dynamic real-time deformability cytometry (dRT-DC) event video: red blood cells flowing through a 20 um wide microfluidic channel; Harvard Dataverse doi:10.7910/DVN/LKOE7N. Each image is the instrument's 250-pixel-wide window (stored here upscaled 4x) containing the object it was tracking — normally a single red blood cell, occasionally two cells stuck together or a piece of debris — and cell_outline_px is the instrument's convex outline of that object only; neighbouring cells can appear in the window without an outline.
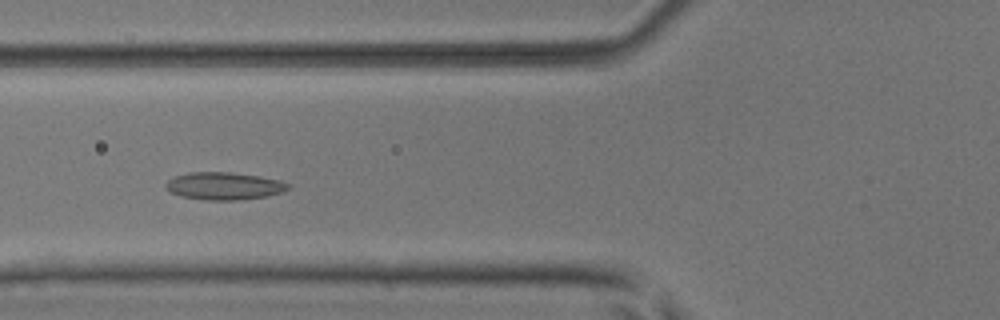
{"species": "common noctule bat (a hibernating species)", "species_latin": "Nyctalus noctula", "temperature_condition": "room temperature", "stored_images_in_passage": 40, "camera_frame_rate_fps": 3000, "um_per_image_px": 0.085, "animal": {"sex": "male", "body_mass_g": 17.9, "forearm_length_mm": 54.2}, "frame": {"image": 1, "passage_image": 16, "time_ms": 5.0, "image_size_px": [1000, 320], "cell_outline_px": [[292, 188], [284, 192], [268, 196], [240, 200], [204, 200], [180, 196], [164, 188], [164, 184], [168, 180], [176, 176], [188, 172], [232, 172], [260, 176], [280, 180], [292, 184]], "centroid_in_image_um": [19.1, 15.81], "position_along_channel_um": 106.7, "area_um2": 20.0}}
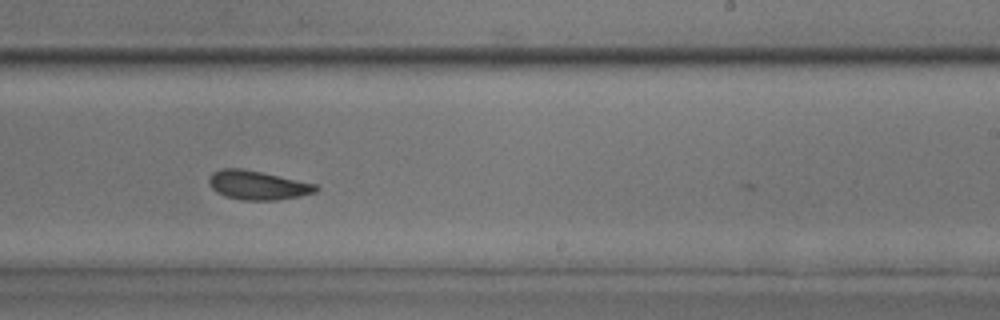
{"frame": {"image": 2, "passage_image": 28, "time_ms": 9.0, "image_size_px": [1000, 320], "cell_outline_px": [[320, 188], [316, 192], [300, 196], [276, 200], [244, 200], [224, 196], [216, 192], [212, 188], [208, 180], [212, 172], [220, 168], [240, 168], [260, 172], [316, 184]], "centroid_in_image_um": [21.88, 15.74], "position_along_channel_um": 267.1, "area_um2": 17.98}}
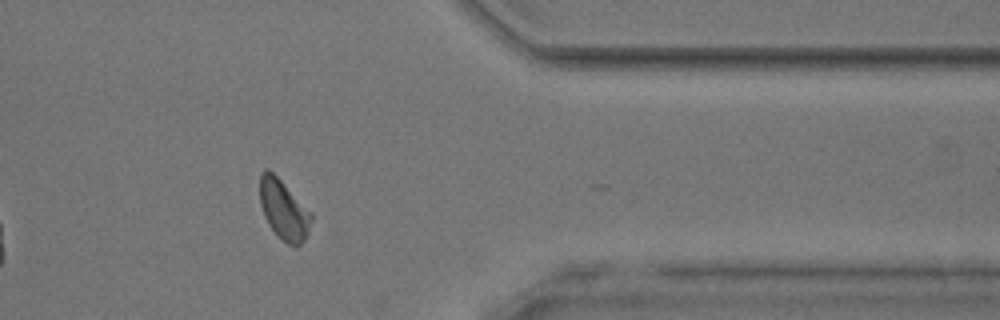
{"frame": {"image": 3, "passage_image": 38, "time_ms": 12.333, "image_size_px": [1000, 320], "cell_outline_px": [[312, 220], [308, 232], [304, 240], [296, 248], [288, 244], [268, 224], [264, 216], [260, 204], [260, 172], [264, 168], [268, 168], [312, 212]], "centroid_in_image_um": [24.12, 17.81], "position_along_channel_um": 387.3, "area_um2": 17.74}, "authors_computed_cell_mechanics": {"area_um2": 18.7272, "velocity_mm_per_s": 4.0274, "shape_relaxation_time_tau1_ms": 8.8063, "shape_relaxation_time_tau2_ms": 2.679, "deformation_change_tau1": 0.1233, "deformation_change_tau2": 0.091}}